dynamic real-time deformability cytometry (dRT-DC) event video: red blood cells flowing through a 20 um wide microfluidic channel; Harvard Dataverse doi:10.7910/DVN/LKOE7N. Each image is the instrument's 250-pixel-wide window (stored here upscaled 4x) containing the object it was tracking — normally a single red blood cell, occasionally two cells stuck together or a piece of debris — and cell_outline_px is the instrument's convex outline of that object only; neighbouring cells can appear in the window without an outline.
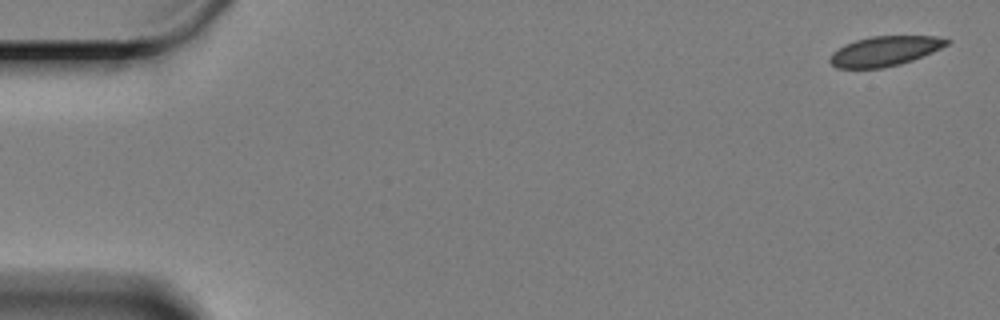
{"species": "Egyptian fruit bat (a non-hibernating species)", "species_latin": "Rousettus aegyptiacus", "temperature_condition": "cold", "stored_images_in_passage": 58, "camera_frame_rate_fps": 3000, "um_per_image_px": 0.085, "animal": {"sex": "female"}, "frame": {"image": 1, "passage_image": 1, "time_ms": 0.0, "image_size_px": [1000, 320], "cell_outline_px": [[952, 40], [948, 44], [932, 52], [912, 60], [900, 64], [884, 68], [836, 68], [828, 60], [832, 52], [844, 44], [856, 40], [872, 36], [936, 36]], "centroid_in_image_um": [75.18, 4.34], "position_along_channel_um": 9.8, "area_um2": 20.29}}
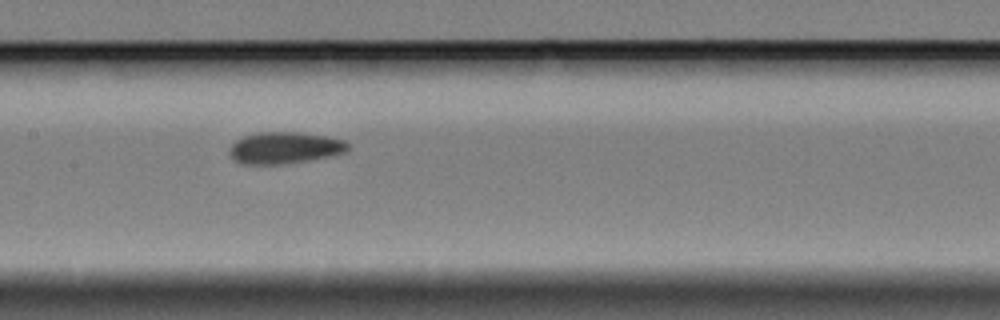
{"frame": {"image": 2, "passage_image": 29, "time_ms": 9.333, "image_size_px": [1000, 320], "cell_outline_px": [[348, 152], [332, 156], [284, 164], [240, 164], [232, 160], [228, 152], [232, 144], [236, 140], [244, 136], [256, 132], [300, 132], [328, 136], [344, 140], [348, 144]], "centroid_in_image_um": [24.19, 12.57], "position_along_channel_um": 183.2, "area_um2": 22.2}}
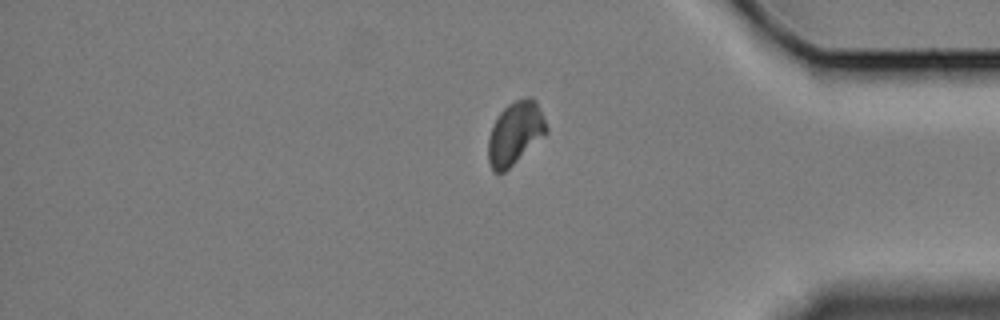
{"frame": {"image": 3, "passage_image": 50, "time_ms": 16.333, "image_size_px": [1000, 320], "cell_outline_px": [[548, 132], [504, 172], [492, 172], [488, 160], [488, 140], [492, 128], [500, 112], [508, 104], [524, 96], [532, 96], [536, 100], [548, 128]], "centroid_in_image_um": [43.79, 11.29], "position_along_channel_um": 391.4, "area_um2": 21.15}, "authors_computed_cell_mechanics": {"area_um2": 21.6461, "velocity_mm_per_s": 3.2673, "shape_relaxation_time_tau1_ms": 5.1811, "shape_relaxation_time_tau2_ms": 1.4338, "deformation_change_tau1": 0.0858, "deformation_change_tau2": 0.0698}}